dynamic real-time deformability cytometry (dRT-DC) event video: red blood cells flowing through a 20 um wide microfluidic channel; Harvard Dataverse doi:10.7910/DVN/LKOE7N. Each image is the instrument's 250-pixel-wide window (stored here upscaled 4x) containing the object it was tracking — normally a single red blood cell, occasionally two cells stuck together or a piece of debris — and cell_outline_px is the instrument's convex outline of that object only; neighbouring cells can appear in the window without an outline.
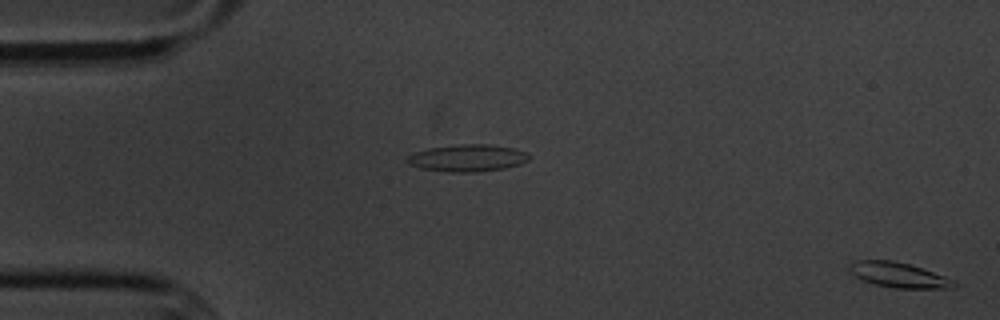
{"species": "common noctule bat (a hibernating species)", "species_latin": "Nyctalus noctula", "temperature_condition": "cold", "stored_images_in_passage": 5, "segment_of_instrument_passage": [2, 2], "camera_frame_rate_fps": 3000, "um_per_image_px": 0.085, "animal": {"sex": "male", "body_mass_g": 20.1, "forearm_length_mm": 53.5}, "frame": {"image": 1, "passage_image": 5, "time_ms": 4.667, "image_size_px": [1000, 320], "cell_outline_px": [[956, 284], [952, 288], [896, 288], [876, 284], [864, 280], [856, 276], [848, 268], [848, 264], [856, 260], [892, 260], [908, 264], [956, 280]], "centroid_in_image_um": [76.38, 23.37], "position_along_channel_um": 8.6, "area_um2": 14.97}}